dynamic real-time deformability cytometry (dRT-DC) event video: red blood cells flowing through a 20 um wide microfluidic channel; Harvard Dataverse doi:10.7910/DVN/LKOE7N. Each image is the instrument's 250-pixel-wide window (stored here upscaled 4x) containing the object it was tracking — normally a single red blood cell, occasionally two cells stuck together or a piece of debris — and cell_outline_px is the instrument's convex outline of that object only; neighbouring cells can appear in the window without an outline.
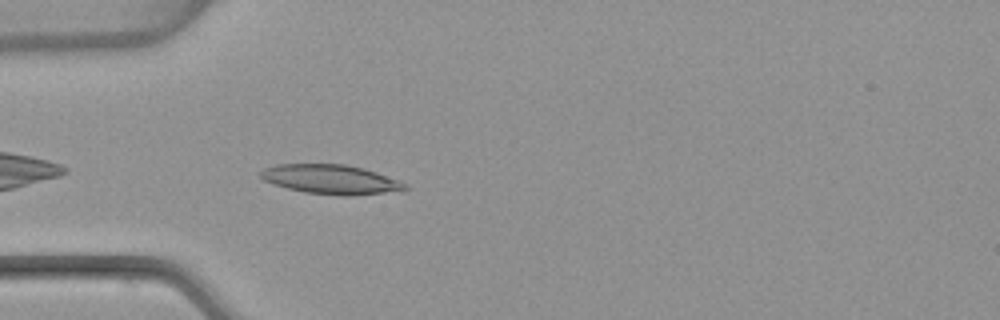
{"species": "common noctule bat (a hibernating species)", "species_latin": "Nyctalus noctula", "temperature_condition": "warm", "stored_images_in_passage": 40, "camera_frame_rate_fps": 3000, "um_per_image_px": 0.085, "animal": {"sex": "female", "body_mass_g": 22.7, "forearm_length_mm": 54.2}, "frame": {"image": 1, "passage_image": 3, "time_ms": 0.667, "image_size_px": [1000, 320], "cell_outline_px": [[408, 188], [404, 192], [348, 196], [340, 196], [304, 192], [272, 184], [264, 180], [260, 176], [260, 172], [264, 168], [276, 164], [344, 164], [364, 168], [376, 172], [408, 184]], "centroid_in_image_um": [28.19, 15.26], "position_along_channel_um": 56.8, "area_um2": 25.14}}
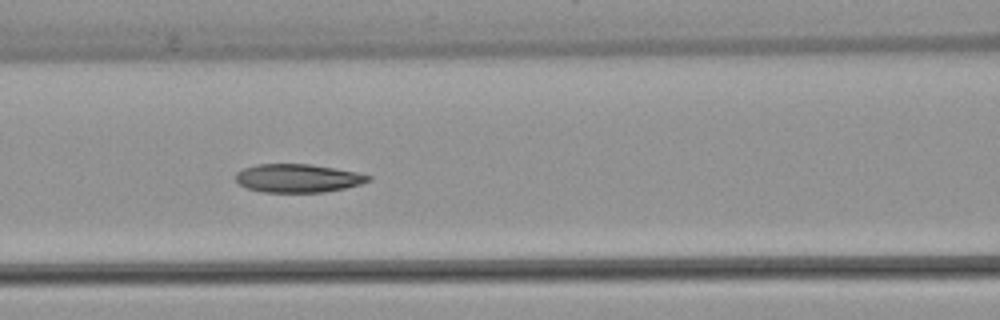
{"frame": {"image": 2, "passage_image": 10, "time_ms": 3.0, "image_size_px": [1000, 320], "cell_outline_px": [[372, 180], [360, 184], [344, 188], [324, 192], [260, 192], [248, 188], [240, 184], [236, 180], [236, 172], [244, 168], [256, 164], [312, 164], [336, 168], [356, 172], [372, 176]], "centroid_in_image_um": [25.33, 15.14], "position_along_channel_um": 141.3, "area_um2": 21.96}}
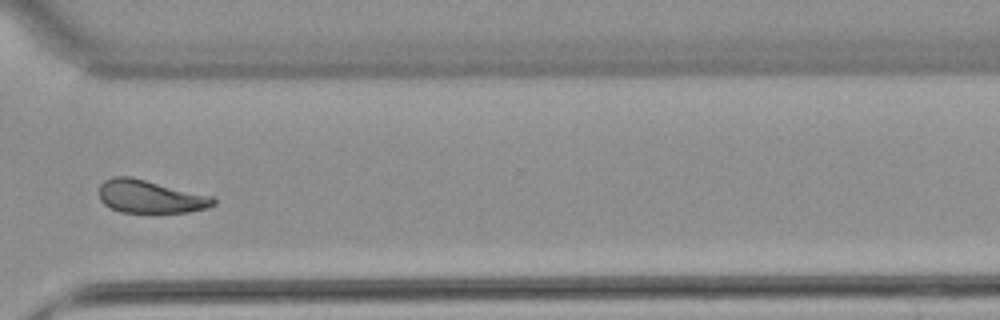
{"frame": {"image": 3, "passage_image": 27, "time_ms": 8.667, "image_size_px": [1000, 320], "cell_outline_px": [[216, 204], [208, 208], [188, 212], [120, 212], [104, 204], [100, 200], [100, 184], [104, 180], [112, 176], [132, 176], [216, 196]], "centroid_in_image_um": [12.83, 16.69], "position_along_channel_um": 357.8, "area_um2": 22.43}, "authors_computed_cell_mechanics": {"area_um2": 22.6287, "velocity_mm_per_s": 3.8259, "shape_relaxation_time_tau1_ms": 8.437, "shape_relaxation_time_tau2_ms": 4.1815, "deformation_change_tau1": 0.1835, "deformation_change_tau2": 0.1016}}